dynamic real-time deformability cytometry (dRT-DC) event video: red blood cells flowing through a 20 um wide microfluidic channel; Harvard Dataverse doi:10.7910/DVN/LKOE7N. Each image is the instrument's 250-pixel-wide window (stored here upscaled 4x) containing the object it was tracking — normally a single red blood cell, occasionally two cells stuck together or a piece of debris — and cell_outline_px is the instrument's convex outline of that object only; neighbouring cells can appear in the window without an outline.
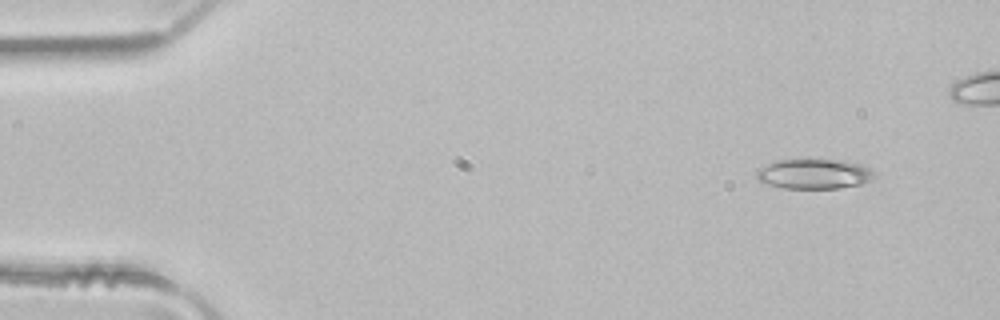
{"species": "common noctule bat (a hibernating species)", "species_latin": "Nyctalus noctula", "temperature_condition": "room temperature", "stored_images_in_passage": 43, "camera_frame_rate_fps": 3000, "um_per_image_px": 0.085, "animal": {"sex": "male", "body_mass_g": 21.5, "forearm_length_mm": 52.0}, "frame": {"image": 1, "passage_image": 3, "time_ms": 0.667, "image_size_px": [1000, 320], "cell_outline_px": [[876, 176], [872, 180], [860, 184], [840, 188], [784, 188], [764, 184], [756, 180], [756, 172], [760, 168], [776, 160], [808, 156], [844, 160], [860, 164], [876, 172]], "centroid_in_image_um": [69.18, 14.73], "position_along_channel_um": 15.8, "area_um2": 21.62}}
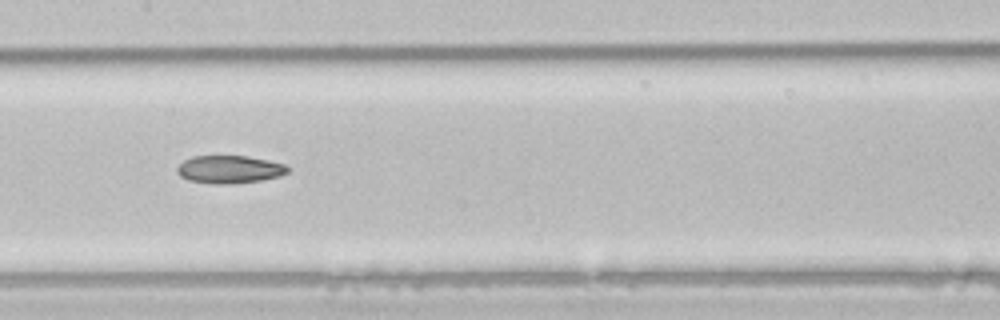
{"frame": {"image": 2, "passage_image": 23, "time_ms": 7.333, "image_size_px": [1000, 320], "cell_outline_px": [[292, 168], [288, 172], [280, 176], [260, 180], [232, 184], [216, 184], [188, 180], [180, 176], [176, 172], [176, 168], [184, 160], [192, 156], [248, 156], [268, 160], [284, 164]], "centroid_in_image_um": [19.51, 14.39], "position_along_channel_um": 187.9, "area_um2": 18.03}}
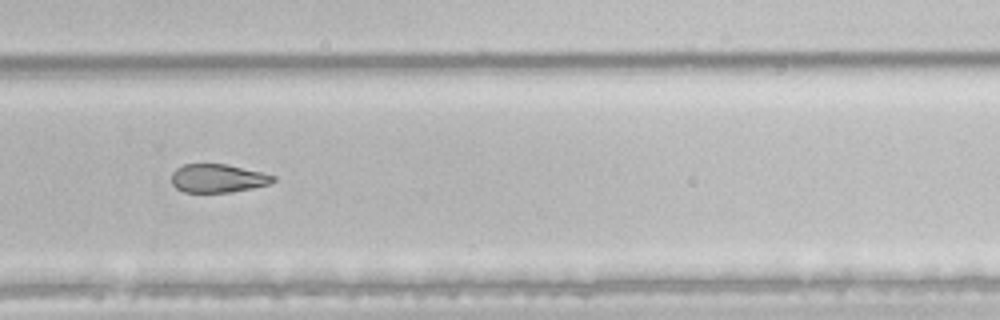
{"frame": {"image": 3, "passage_image": 32, "time_ms": 10.333, "image_size_px": [1000, 320], "cell_outline_px": [[276, 180], [268, 184], [252, 188], [228, 192], [184, 192], [176, 188], [172, 184], [172, 172], [176, 168], [184, 164], [228, 164], [276, 176]], "centroid_in_image_um": [18.5, 15.15], "position_along_channel_um": 311.3, "area_um2": 16.76}}